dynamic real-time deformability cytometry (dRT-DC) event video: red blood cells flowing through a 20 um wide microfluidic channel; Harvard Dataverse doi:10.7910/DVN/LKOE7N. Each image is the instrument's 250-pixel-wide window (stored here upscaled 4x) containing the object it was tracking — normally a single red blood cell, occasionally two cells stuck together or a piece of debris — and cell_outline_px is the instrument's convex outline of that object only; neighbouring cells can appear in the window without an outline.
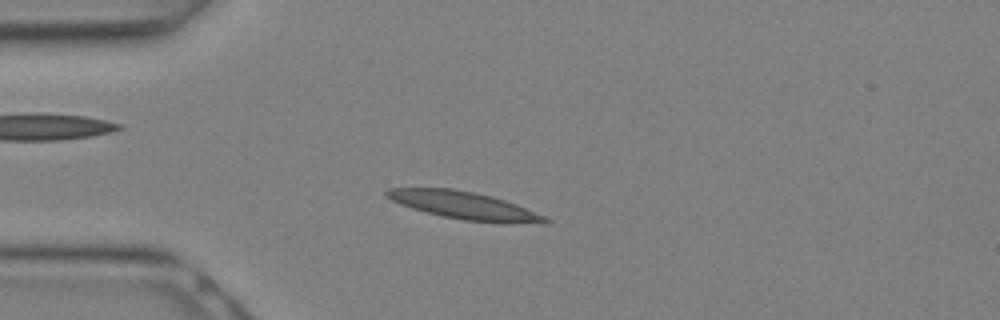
{"species": "Egyptian fruit bat (a non-hibernating species)", "species_latin": "Rousettus aegyptiacus", "temperature_condition": "warm", "stored_images_in_passage": 9, "camera_frame_rate_fps": 3000, "um_per_image_px": 0.085, "animal": {"sex": "female"}, "frame": {"image": 1, "passage_image": 6, "time_ms": 1.667, "image_size_px": [1000, 320], "cell_outline_px": [[552, 220], [464, 220], [444, 216], [412, 208], [400, 204], [384, 196], [384, 192], [388, 188], [452, 188], [492, 196], [516, 204], [544, 216]], "centroid_in_image_um": [39.17, 17.37], "position_along_channel_um": 45.8, "area_um2": 23.7}}